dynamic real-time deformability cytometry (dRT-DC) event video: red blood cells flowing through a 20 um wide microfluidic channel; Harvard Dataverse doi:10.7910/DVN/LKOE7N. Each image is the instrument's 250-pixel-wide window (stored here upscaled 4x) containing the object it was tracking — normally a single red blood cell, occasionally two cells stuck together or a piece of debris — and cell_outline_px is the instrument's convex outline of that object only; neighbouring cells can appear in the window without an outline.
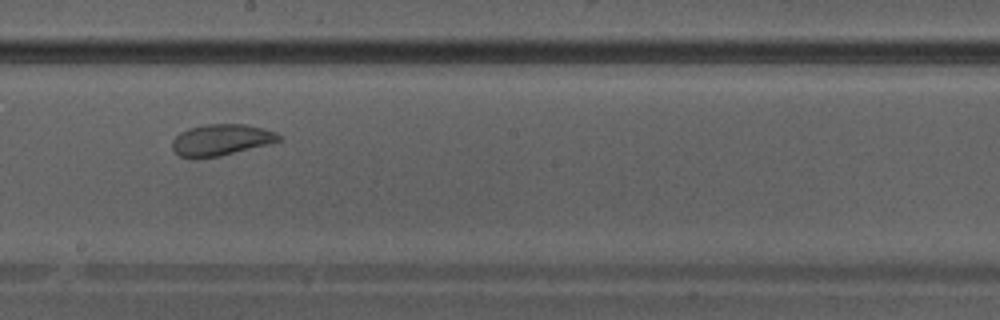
{"species": "Egyptian fruit bat (a non-hibernating species)", "species_latin": "Rousettus aegyptiacus", "temperature_condition": "warm", "stored_images_in_passage": 30, "camera_frame_rate_fps": 3000, "um_per_image_px": 0.085, "animal": {"sex": "male"}, "frame": {"image": 1, "passage_image": 13, "time_ms": 4.0, "image_size_px": [1000, 320], "cell_outline_px": [[284, 140], [272, 144], [220, 156], [180, 156], [172, 148], [172, 140], [180, 132], [188, 128], [204, 124], [244, 124], [264, 128], [276, 132]], "centroid_in_image_um": [18.87, 11.86], "position_along_channel_um": 229.3, "area_um2": 19.42}}